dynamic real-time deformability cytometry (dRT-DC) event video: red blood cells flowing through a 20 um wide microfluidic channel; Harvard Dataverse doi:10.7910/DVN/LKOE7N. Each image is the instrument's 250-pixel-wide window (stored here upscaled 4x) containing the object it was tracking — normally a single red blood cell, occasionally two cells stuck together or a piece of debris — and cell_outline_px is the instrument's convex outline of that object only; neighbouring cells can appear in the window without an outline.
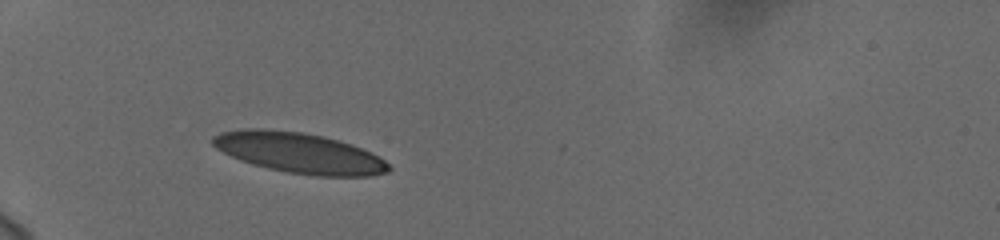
{"species": "human", "species_latin": "Homo sapiens", "temperature_condition": "cold", "stored_images_in_passage": 38, "camera_frame_rate_fps": 3000, "um_per_image_px": 0.085, "donor": {"sex": "female"}, "frame": {"image": 1, "passage_image": 1, "time_ms": 0.0, "image_size_px": [1000, 240], "cell_outline_px": [[392, 168], [388, 172], [368, 176], [316, 176], [288, 172], [268, 168], [252, 164], [240, 160], [216, 148], [212, 144], [212, 136], [220, 132], [244, 128], [260, 128], [304, 132], [324, 136], [340, 140], [352, 144], [372, 152], [384, 160]], "centroid_in_image_um": [25.44, 12.98], "position_along_channel_um": 59.6, "area_um2": 41.67}}
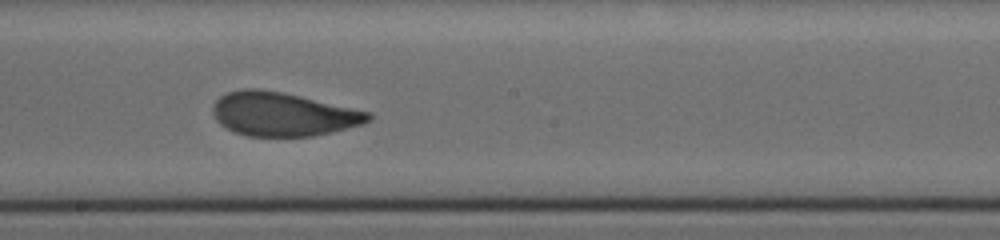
{"frame": {"image": 2, "passage_image": 16, "time_ms": 5.0, "image_size_px": [1000, 240], "cell_outline_px": [[372, 120], [364, 124], [332, 132], [312, 136], [248, 136], [232, 132], [220, 124], [216, 120], [212, 112], [212, 104], [220, 96], [228, 92], [244, 88], [256, 88], [284, 92], [372, 112]], "centroid_in_image_um": [24.05, 9.7], "position_along_channel_um": 224.1, "area_um2": 40.06}}
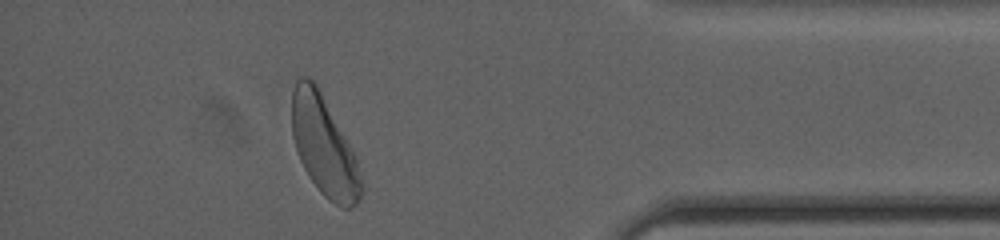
{"frame": {"image": 3, "passage_image": 33, "time_ms": 10.667, "image_size_px": [1000, 240], "cell_outline_px": [[364, 188], [360, 200], [352, 208], [340, 208], [328, 200], [320, 192], [308, 176], [300, 160], [292, 136], [292, 92], [296, 80], [300, 76], [308, 76], [316, 84], [356, 156], [364, 184]], "centroid_in_image_um": [27.56, 12.47], "position_along_channel_um": 407.6, "area_um2": 40.4}, "authors_computed_cell_mechanics": {"area_um2": 40.0843, "velocity_mm_per_s": 3.6959, "shape_relaxation_time_tau1_ms": 4.3742, "shape_relaxation_time_tau2_ms": 1.0342, "deformation_change_tau1": 0.162, "deformation_change_tau2": 0.0735}}